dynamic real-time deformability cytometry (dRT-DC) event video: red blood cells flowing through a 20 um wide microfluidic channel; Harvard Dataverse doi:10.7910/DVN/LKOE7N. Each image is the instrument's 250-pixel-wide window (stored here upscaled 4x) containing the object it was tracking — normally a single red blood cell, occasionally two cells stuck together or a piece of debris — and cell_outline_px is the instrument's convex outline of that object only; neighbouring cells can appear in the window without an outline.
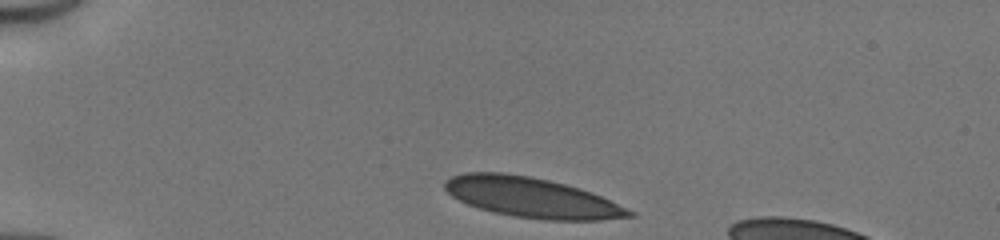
{"species": "human", "species_latin": "Homo sapiens", "temperature_condition": "cold", "stored_images_in_passage": 6, "camera_frame_rate_fps": 3000, "um_per_image_px": 0.085, "donor": {"sex": "male"}, "frame": {"image": 1, "passage_image": 1, "time_ms": 0.0, "image_size_px": [1000, 240], "cell_outline_px": [[636, 216], [600, 220], [544, 220], [516, 216], [492, 212], [468, 204], [452, 196], [444, 188], [444, 180], [452, 176], [464, 172], [504, 172], [528, 176], [548, 180], [580, 188], [600, 196], [636, 212]], "centroid_in_image_um": [45.18, 16.78], "position_along_channel_um": 39.8, "area_um2": 42.89}}
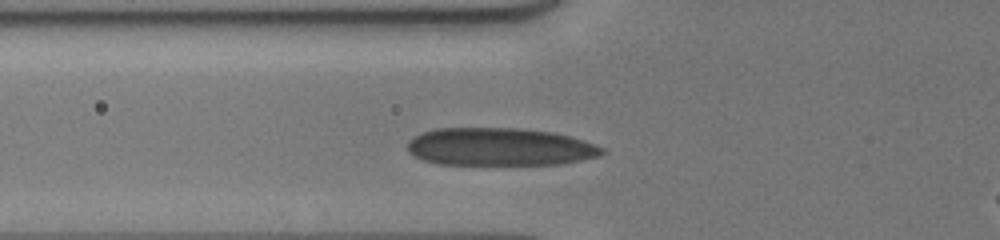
{"frame": {"image": 2, "passage_image": 5, "time_ms": 1.333, "image_size_px": [1000, 240], "cell_outline_px": [[604, 152], [600, 156], [560, 164], [436, 164], [424, 160], [408, 152], [408, 140], [412, 136], [420, 132], [436, 128], [520, 128], [552, 132], [572, 136], [596, 144], [604, 148]], "centroid_in_image_um": [42.47, 12.47], "position_along_channel_um": 83.3, "area_um2": 43.12}}